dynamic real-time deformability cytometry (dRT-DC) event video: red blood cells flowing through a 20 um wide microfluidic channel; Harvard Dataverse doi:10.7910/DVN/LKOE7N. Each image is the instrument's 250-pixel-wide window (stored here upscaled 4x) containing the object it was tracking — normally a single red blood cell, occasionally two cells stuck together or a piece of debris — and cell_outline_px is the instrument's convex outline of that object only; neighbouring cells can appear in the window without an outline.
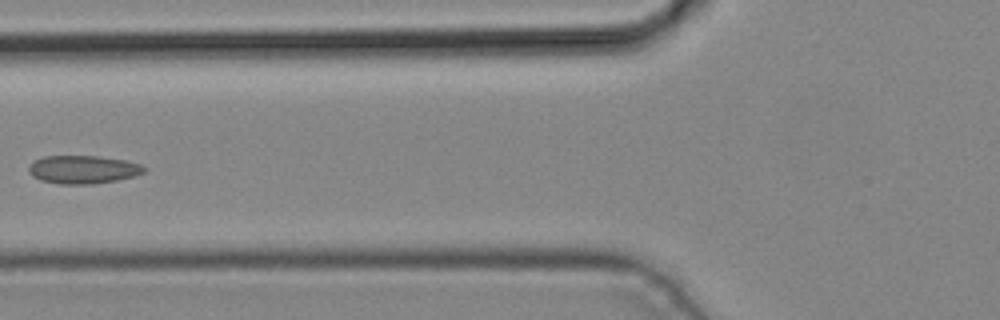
{"species": "common noctule bat (a hibernating species)", "species_latin": "Nyctalus noctula", "temperature_condition": "cold", "stored_images_in_passage": 4, "camera_frame_rate_fps": 3000, "um_per_image_px": 0.085, "animal": {"sex": "male", "body_mass_g": 19.2, "forearm_length_mm": 51.8}, "frame": {"image": 1, "passage_image": 4, "time_ms": 1.0, "image_size_px": [1000, 320], "cell_outline_px": [[148, 168], [144, 172], [136, 176], [116, 180], [92, 184], [60, 184], [40, 180], [32, 176], [28, 172], [28, 168], [36, 160], [44, 156], [96, 156], [124, 160], [140, 164]], "centroid_in_image_um": [7.07, 14.41], "position_along_channel_um": 118.7, "area_um2": 18.9}}